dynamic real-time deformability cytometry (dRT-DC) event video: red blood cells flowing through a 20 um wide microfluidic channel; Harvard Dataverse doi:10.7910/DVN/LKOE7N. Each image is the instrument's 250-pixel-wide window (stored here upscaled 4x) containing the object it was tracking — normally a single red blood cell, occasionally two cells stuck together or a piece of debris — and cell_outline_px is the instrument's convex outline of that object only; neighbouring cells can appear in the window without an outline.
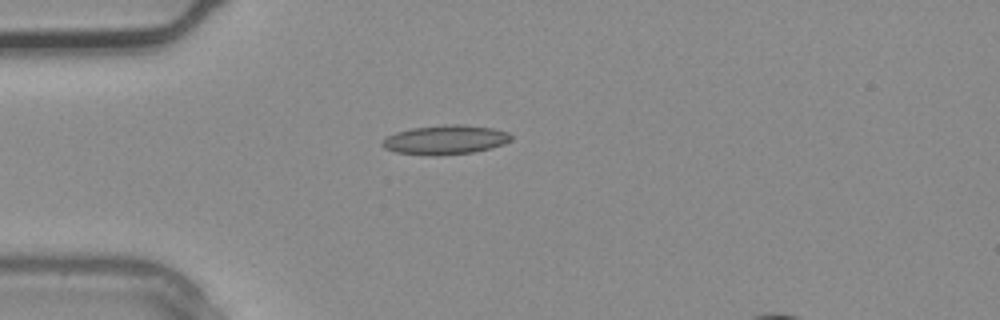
{"species": "common noctule bat (a hibernating species)", "species_latin": "Nyctalus noctula", "temperature_condition": "warm", "stored_images_in_passage": 2, "camera_frame_rate_fps": 3000, "um_per_image_px": 0.085, "animal": {"sex": "male", "body_mass_g": 20.4}, "frame": {"image": 1, "passage_image": 2, "time_ms": 0.333, "image_size_px": [1000, 320], "cell_outline_px": [[512, 140], [504, 144], [492, 148], [472, 152], [440, 156], [432, 156], [396, 152], [384, 148], [380, 144], [380, 140], [396, 132], [412, 128], [444, 124], [464, 124], [492, 128], [508, 132], [512, 136]], "centroid_in_image_um": [37.85, 11.88], "position_along_channel_um": 47.2, "area_um2": 22.25}}